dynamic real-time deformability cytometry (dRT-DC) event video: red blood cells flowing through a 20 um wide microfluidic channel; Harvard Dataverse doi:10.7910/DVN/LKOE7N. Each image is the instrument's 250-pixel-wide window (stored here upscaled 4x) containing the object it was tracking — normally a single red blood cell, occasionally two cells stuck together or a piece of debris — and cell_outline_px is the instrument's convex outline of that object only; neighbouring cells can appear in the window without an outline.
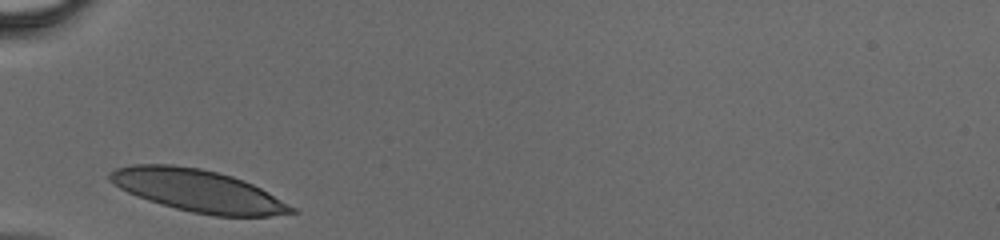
{"species": "human", "species_latin": "Homo sapiens", "temperature_condition": "cold", "stored_images_in_passage": 23, "camera_frame_rate_fps": 3000, "um_per_image_px": 0.085, "donor": {"sex": "male"}, "frame": {"image": 1, "passage_image": 1, "time_ms": 0.0, "image_size_px": [1000, 240], "cell_outline_px": [[300, 212], [268, 216], [216, 216], [192, 212], [176, 208], [148, 200], [136, 196], [120, 188], [108, 180], [108, 172], [116, 168], [132, 164], [172, 164], [200, 168], [232, 176], [244, 180], [268, 192], [296, 208]], "centroid_in_image_um": [16.82, 16.2], "position_along_channel_um": 68.2, "area_um2": 44.62}}
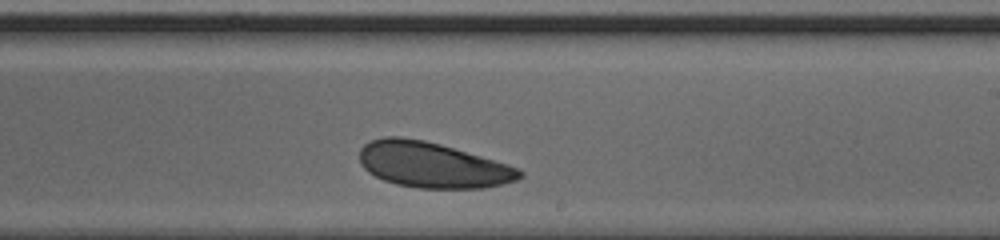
{"frame": {"image": 2, "passage_image": 14, "time_ms": 4.333, "image_size_px": [1000, 240], "cell_outline_px": [[524, 176], [516, 180], [504, 184], [484, 188], [420, 188], [396, 184], [384, 180], [368, 172], [360, 164], [360, 148], [364, 144], [372, 140], [384, 136], [400, 136], [424, 140], [440, 144], [508, 164], [520, 168], [524, 172]], "centroid_in_image_um": [36.77, 14.02], "position_along_channel_um": 252.2, "area_um2": 42.54}}
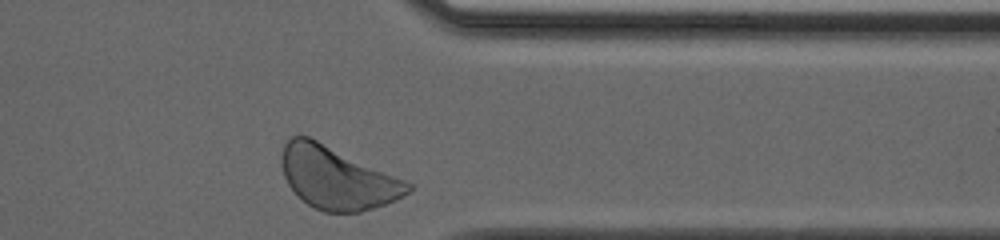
{"frame": {"image": 3, "passage_image": 23, "time_ms": 7.333, "image_size_px": [1000, 240], "cell_outline_px": [[412, 188], [404, 196], [396, 200], [360, 212], [324, 212], [308, 204], [288, 184], [284, 176], [280, 164], [280, 156], [284, 144], [292, 136], [308, 136], [404, 180], [412, 184]], "centroid_in_image_um": [28.62, 15.12], "position_along_channel_um": 382.8, "area_um2": 45.2}}